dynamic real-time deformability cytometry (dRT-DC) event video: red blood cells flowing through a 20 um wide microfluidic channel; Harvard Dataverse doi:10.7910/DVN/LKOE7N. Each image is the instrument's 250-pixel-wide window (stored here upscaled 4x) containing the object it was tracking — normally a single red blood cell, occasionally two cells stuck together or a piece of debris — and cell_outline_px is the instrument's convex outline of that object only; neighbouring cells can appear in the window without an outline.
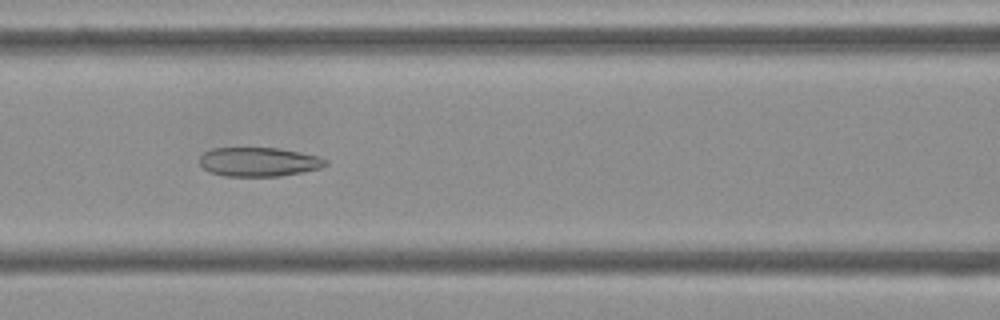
{"species": "Egyptian fruit bat (a non-hibernating species)", "species_latin": "Rousettus aegyptiacus", "temperature_condition": "cold", "stored_images_in_passage": 54, "camera_frame_rate_fps": 3000, "um_per_image_px": 0.085, "frame": {"image": 1, "passage_image": 23, "time_ms": 7.333, "image_size_px": [1000, 320], "cell_outline_px": [[328, 164], [320, 168], [280, 176], [224, 176], [212, 172], [204, 168], [200, 164], [200, 156], [204, 152], [212, 148], [280, 148], [320, 156], [328, 160]], "centroid_in_image_um": [22.02, 13.75], "position_along_channel_um": 144.6, "area_um2": 21.33}}
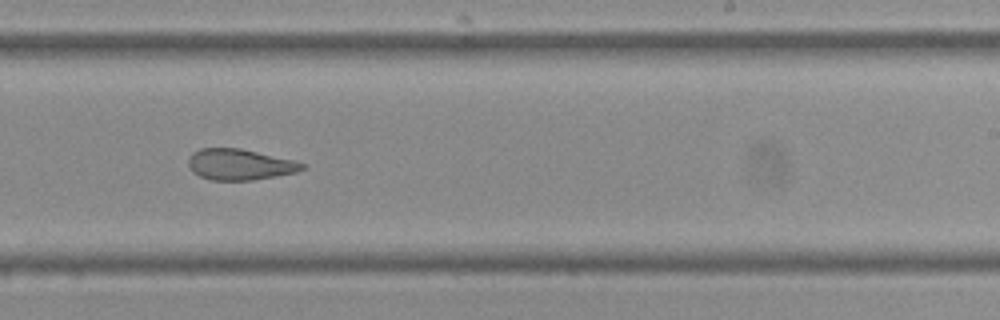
{"frame": {"image": 2, "passage_image": 33, "time_ms": 10.667, "image_size_px": [1000, 320], "cell_outline_px": [[304, 168], [296, 172], [276, 176], [252, 180], [212, 180], [200, 176], [192, 172], [188, 164], [188, 160], [192, 152], [200, 148], [240, 148], [292, 160], [304, 164]], "centroid_in_image_um": [20.33, 13.98], "position_along_channel_um": 268.7, "area_um2": 20.35}}
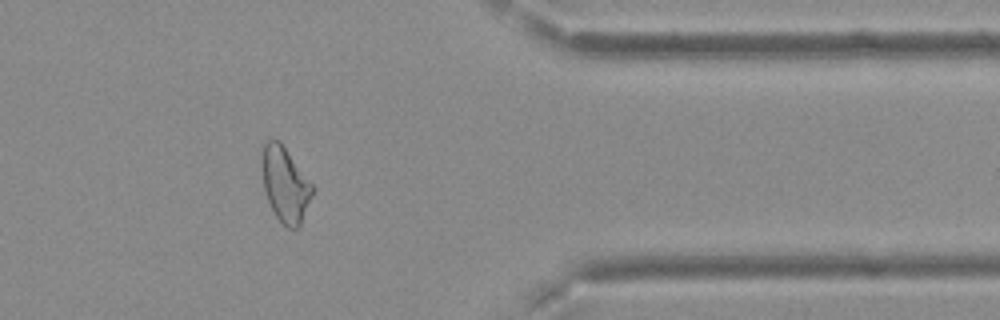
{"frame": {"image": 3, "passage_image": 44, "time_ms": 14.333, "image_size_px": [1000, 320], "cell_outline_px": [[316, 188], [300, 224], [296, 228], [288, 228], [276, 216], [264, 192], [260, 160], [264, 144], [268, 136], [272, 136], [280, 140]], "centroid_in_image_um": [24.22, 15.59], "position_along_channel_um": 387.2, "area_um2": 22.54}, "authors_computed_cell_mechanics": {"area_um2": 23.9581, "velocity_mm_per_s": 3.7273, "shape_relaxation_time_tau1_ms": null, "shape_relaxation_time_tau2_ms": 3.484, "deformation_change_tau1": null, "deformation_change_tau2": 0.1122}}